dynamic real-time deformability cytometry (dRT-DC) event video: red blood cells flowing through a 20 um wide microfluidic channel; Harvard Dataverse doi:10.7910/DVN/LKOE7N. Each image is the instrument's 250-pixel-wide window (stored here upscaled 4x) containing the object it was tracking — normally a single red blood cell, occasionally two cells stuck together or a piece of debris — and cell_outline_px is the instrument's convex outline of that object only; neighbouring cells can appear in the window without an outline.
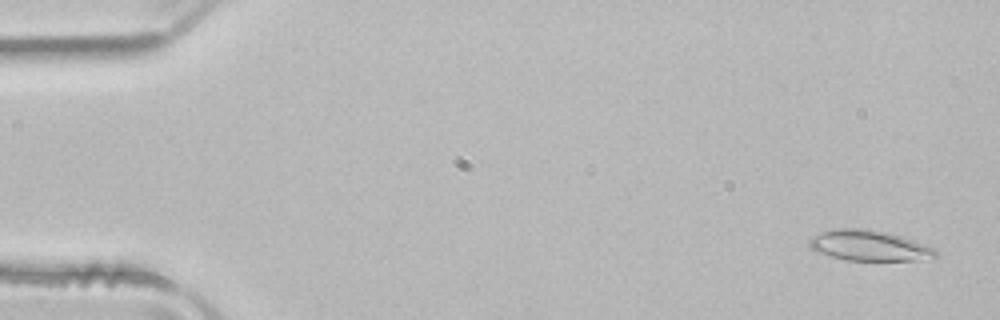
{"species": "common noctule bat (a hibernating species)", "species_latin": "Nyctalus noctula", "temperature_condition": "room temperature", "stored_images_in_passage": 51, "camera_frame_rate_fps": 3000, "um_per_image_px": 0.085, "animal": {"sex": "male", "body_mass_g": 21.5, "forearm_length_mm": 52.0}, "frame": {"image": 1, "passage_image": 2, "time_ms": 0.333, "image_size_px": [1000, 320], "cell_outline_px": [[936, 256], [916, 260], [848, 260], [832, 256], [808, 248], [808, 240], [812, 236], [820, 232], [836, 228], [856, 228], [888, 232], [912, 240], [932, 248], [936, 252]], "centroid_in_image_um": [73.79, 20.86], "position_along_channel_um": 11.2, "area_um2": 22.02}}
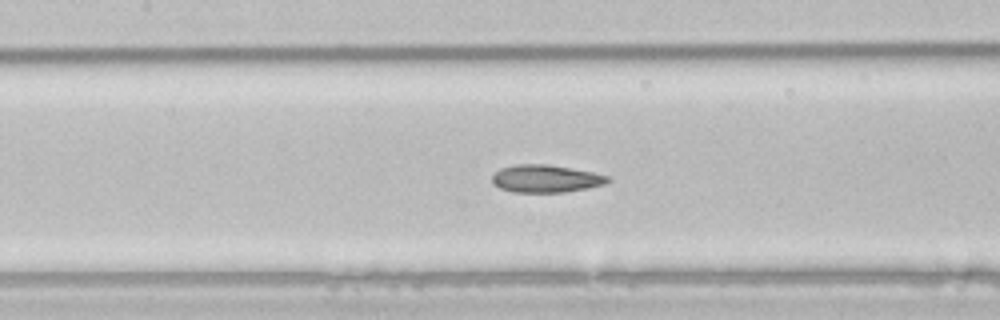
{"frame": {"image": 2, "passage_image": 23, "time_ms": 7.333, "image_size_px": [1000, 320], "cell_outline_px": [[612, 180], [604, 184], [588, 188], [568, 192], [512, 192], [500, 188], [492, 184], [492, 176], [500, 168], [516, 164], [548, 164], [592, 172], [608, 176]], "centroid_in_image_um": [46.38, 15.19], "position_along_channel_um": 161.0, "area_um2": 18.67}}
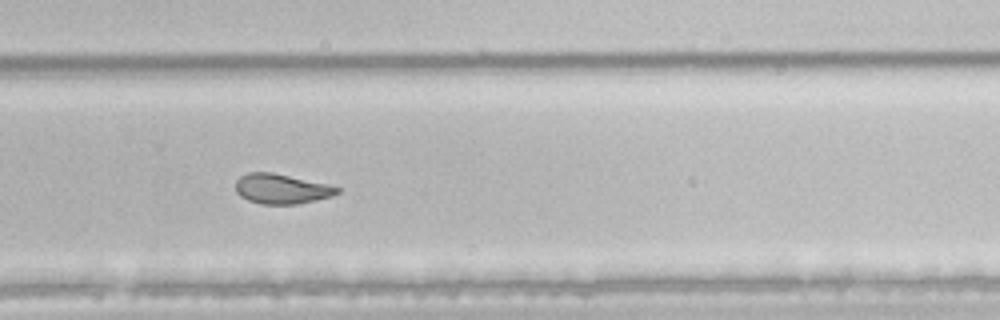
{"frame": {"image": 3, "passage_image": 34, "time_ms": 11.0, "image_size_px": [1000, 320], "cell_outline_px": [[340, 192], [332, 196], [316, 200], [296, 204], [260, 204], [248, 200], [240, 196], [236, 192], [236, 180], [240, 176], [248, 172], [272, 172], [324, 184], [340, 188]], "centroid_in_image_um": [23.88, 16.06], "position_along_channel_um": 305.9, "area_um2": 17.51}, "authors_computed_cell_mechanics": {"area_um2": 20.5768, "velocity_mm_per_s": 3.9683, "shape_relaxation_time_tau1_ms": null, "shape_relaxation_time_tau2_ms": 2.7522, "deformation_change_tau1": null, "deformation_change_tau2": 0.0825}}